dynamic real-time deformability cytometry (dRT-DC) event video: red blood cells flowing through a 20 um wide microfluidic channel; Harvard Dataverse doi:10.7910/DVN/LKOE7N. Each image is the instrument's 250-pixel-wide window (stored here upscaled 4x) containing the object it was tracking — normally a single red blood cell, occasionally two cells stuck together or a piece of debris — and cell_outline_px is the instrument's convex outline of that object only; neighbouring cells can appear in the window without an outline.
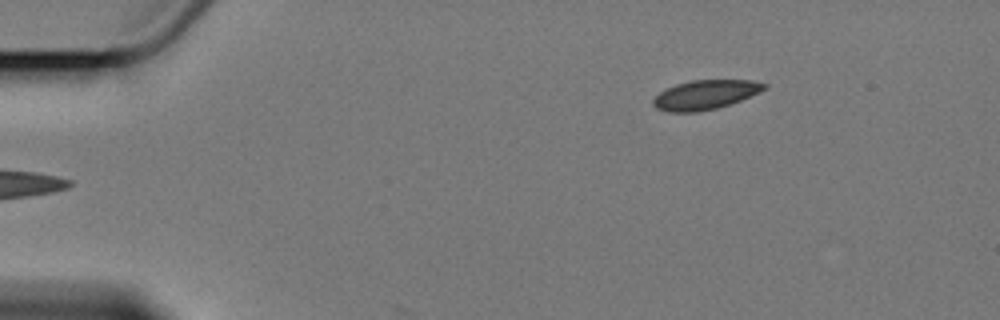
{"species": "Egyptian fruit bat (a non-hibernating species)", "species_latin": "Rousettus aegyptiacus", "temperature_condition": "cold", "stored_images_in_passage": 4, "camera_frame_rate_fps": 3000, "um_per_image_px": 0.085, "animal": {"sex": "female"}, "frame": {"image": 1, "passage_image": 4, "time_ms": 4.667, "image_size_px": [1000, 320], "cell_outline_px": [[768, 88], [740, 100], [716, 108], [696, 112], [668, 112], [656, 108], [652, 104], [652, 100], [660, 92], [676, 84], [692, 80], [752, 80], [768, 84]], "centroid_in_image_um": [59.94, 8.05], "position_along_channel_um": 25.1, "area_um2": 18.84}}